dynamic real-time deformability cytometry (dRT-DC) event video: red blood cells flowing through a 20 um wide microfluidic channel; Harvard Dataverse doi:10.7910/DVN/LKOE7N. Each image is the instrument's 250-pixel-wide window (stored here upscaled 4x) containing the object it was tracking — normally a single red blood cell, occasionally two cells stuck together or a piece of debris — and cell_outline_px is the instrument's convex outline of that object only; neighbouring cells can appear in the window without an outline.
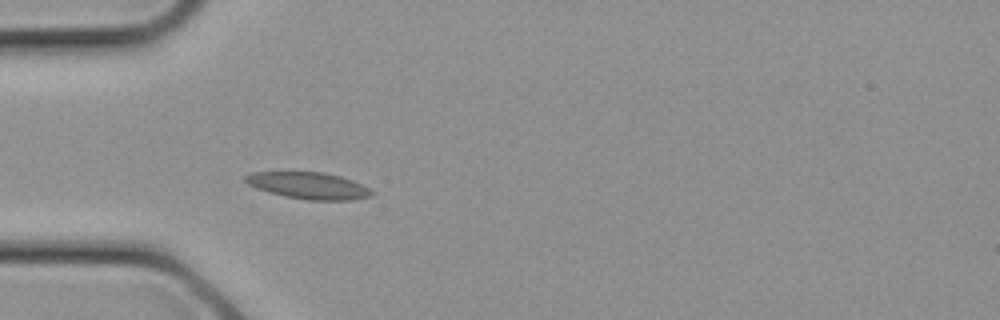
{"species": "common noctule bat (a hibernating species)", "species_latin": "Nyctalus noctula", "temperature_condition": "cold", "stored_images_in_passage": 13, "camera_frame_rate_fps": 3000, "um_per_image_px": 0.085, "animal": {"sex": "female", "body_mass_g": 21.9}, "frame": {"image": 1, "passage_image": 1, "time_ms": 0.0, "image_size_px": [1000, 320], "cell_outline_px": [[376, 192], [372, 196], [352, 200], [308, 200], [284, 196], [256, 188], [248, 184], [244, 180], [244, 176], [252, 172], [324, 172], [340, 176], [352, 180]], "centroid_in_image_um": [26.24, 15.78], "position_along_channel_um": 58.8, "area_um2": 19.65}}
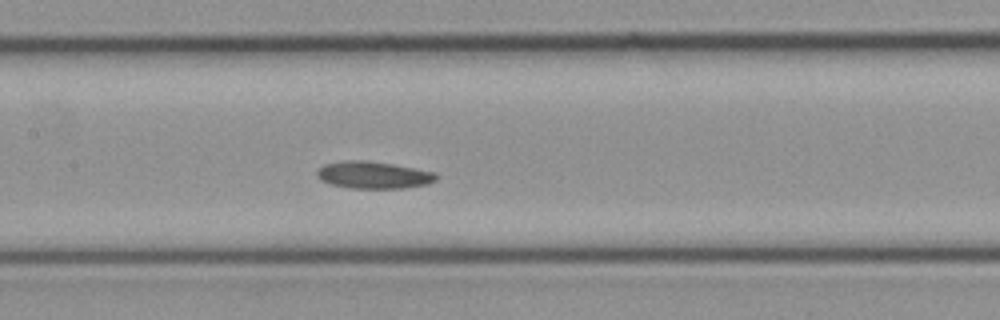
{"frame": {"image": 2, "passage_image": 6, "time_ms": 1.667, "image_size_px": [1000, 320], "cell_outline_px": [[440, 176], [436, 180], [428, 184], [404, 188], [352, 188], [332, 184], [320, 180], [316, 176], [316, 172], [324, 164], [344, 160], [368, 160], [392, 164], [436, 172]], "centroid_in_image_um": [31.77, 14.87], "position_along_channel_um": 175.6, "area_um2": 18.96}}
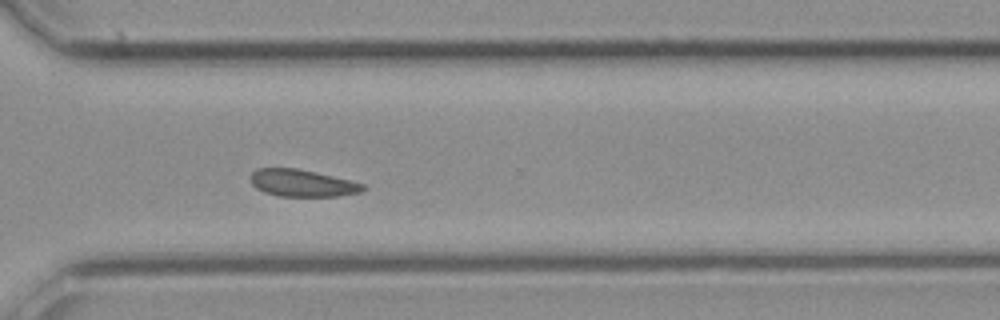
{"frame": {"image": 3, "passage_image": 13, "time_ms": 4.0, "image_size_px": [1000, 320], "cell_outline_px": [[368, 188], [360, 192], [340, 196], [280, 196], [264, 192], [256, 188], [252, 184], [248, 176], [256, 168], [296, 168], [332, 176], [364, 184]], "centroid_in_image_um": [25.65, 15.56], "position_along_channel_um": 344.9, "area_um2": 17.74}}